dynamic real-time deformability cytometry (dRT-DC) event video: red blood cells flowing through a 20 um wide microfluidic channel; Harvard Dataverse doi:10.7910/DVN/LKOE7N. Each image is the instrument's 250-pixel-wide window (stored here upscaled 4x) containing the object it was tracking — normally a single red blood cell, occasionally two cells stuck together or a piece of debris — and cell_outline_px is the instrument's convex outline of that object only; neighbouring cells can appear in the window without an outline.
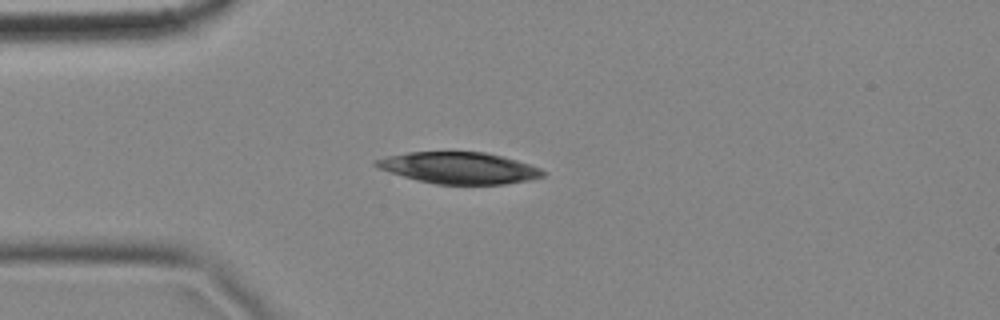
{"species": "common noctule bat (a hibernating species)", "species_latin": "Nyctalus noctula", "temperature_condition": "cold", "stored_images_in_passage": 4, "camera_frame_rate_fps": 3000, "um_per_image_px": 0.085, "animal": {"sex": "female", "body_mass_g": 18.4}, "frame": {"image": 1, "passage_image": 4, "time_ms": 1.0, "image_size_px": [1000, 320], "cell_outline_px": [[548, 172], [544, 176], [528, 180], [504, 184], [436, 184], [416, 180], [380, 168], [372, 164], [372, 160], [384, 156], [408, 152], [484, 152], [516, 160], [540, 168]], "centroid_in_image_um": [39.0, 14.27], "position_along_channel_um": 46.0, "area_um2": 30.52}}